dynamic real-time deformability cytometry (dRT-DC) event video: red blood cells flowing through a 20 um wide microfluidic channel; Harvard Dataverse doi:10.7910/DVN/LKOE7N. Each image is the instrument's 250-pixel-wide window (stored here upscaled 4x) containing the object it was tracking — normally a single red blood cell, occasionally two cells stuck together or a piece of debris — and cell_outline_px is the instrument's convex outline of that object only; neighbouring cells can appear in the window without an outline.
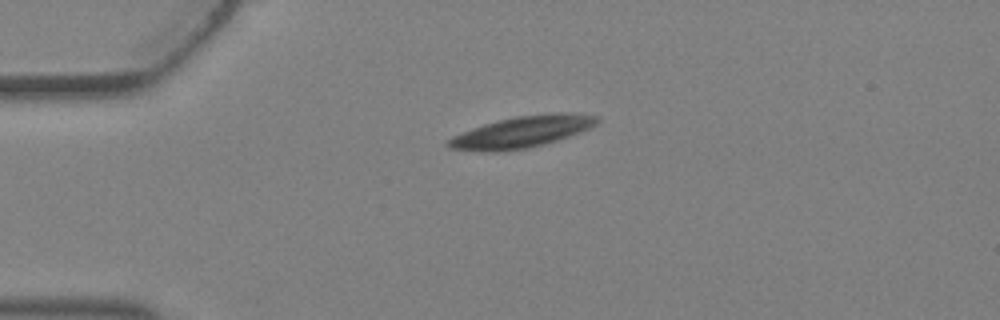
{"species": "Egyptian fruit bat (a non-hibernating species)", "species_latin": "Rousettus aegyptiacus", "temperature_condition": "warm", "stored_images_in_passage": 2, "camera_frame_rate_fps": 3000, "um_per_image_px": 0.085, "animal": {"sex": "female"}, "frame": {"image": 1, "passage_image": 2, "time_ms": 0.333, "image_size_px": [1000, 320], "cell_outline_px": [[600, 120], [596, 124], [580, 132], [544, 144], [528, 148], [500, 152], [488, 152], [448, 148], [444, 144], [452, 136], [472, 128], [484, 124], [516, 116], [556, 112], [564, 112], [600, 116]], "centroid_in_image_um": [44.34, 11.21], "position_along_channel_um": 40.7, "area_um2": 27.28}}